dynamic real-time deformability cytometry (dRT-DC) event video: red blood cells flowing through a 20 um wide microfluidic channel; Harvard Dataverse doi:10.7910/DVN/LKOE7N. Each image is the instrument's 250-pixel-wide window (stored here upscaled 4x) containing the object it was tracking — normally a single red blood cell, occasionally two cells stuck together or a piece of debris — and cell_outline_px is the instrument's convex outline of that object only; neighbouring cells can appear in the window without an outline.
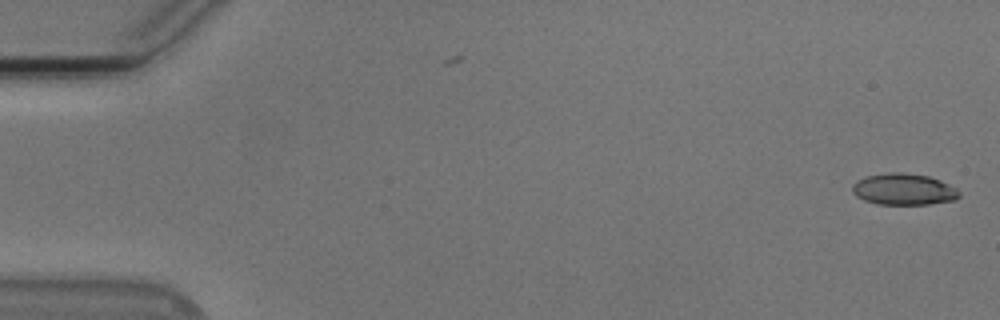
{"species": "Egyptian fruit bat (a non-hibernating species)", "species_latin": "Rousettus aegyptiacus", "temperature_condition": "cold", "stored_images_in_passage": 54, "camera_frame_rate_fps": 3000, "um_per_image_px": 0.085, "animal": {"sex": "male"}, "frame": {"image": 1, "passage_image": 1, "time_ms": 0.0, "image_size_px": [1000, 320], "cell_outline_px": [[960, 196], [956, 200], [928, 204], [876, 204], [864, 200], [856, 196], [852, 192], [852, 184], [856, 180], [864, 176], [888, 172], [904, 172], [928, 176], [940, 180], [956, 188], [960, 192]], "centroid_in_image_um": [76.79, 16.08], "position_along_channel_um": 8.2, "area_um2": 19.83}}
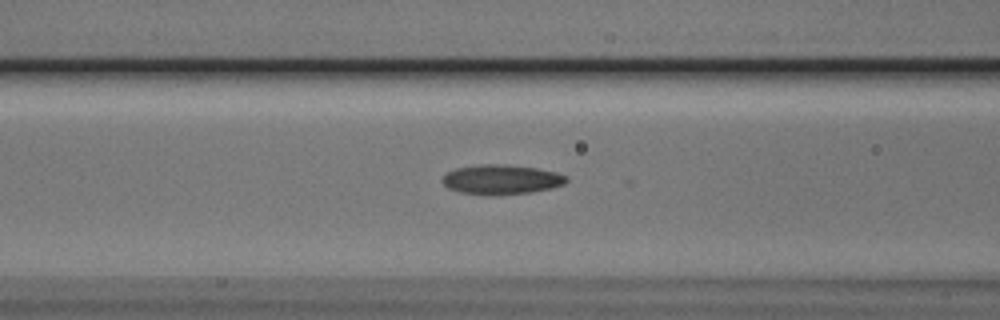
{"frame": {"image": 2, "passage_image": 22, "time_ms": 7.0, "image_size_px": [1000, 320], "cell_outline_px": [[568, 180], [564, 184], [552, 188], [532, 192], [496, 196], [488, 196], [460, 192], [448, 188], [440, 180], [444, 172], [456, 168], [480, 164], [500, 164], [536, 168], [556, 172], [568, 176]], "centroid_in_image_um": [42.58, 15.27], "position_along_channel_um": 124.0, "area_um2": 21.85}}
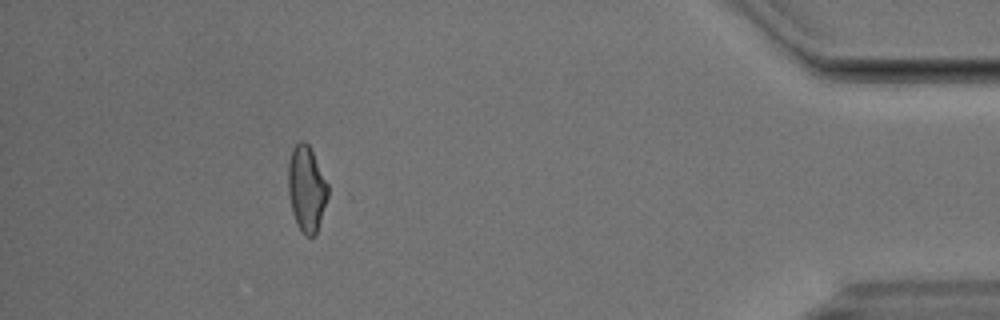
{"frame": {"image": 3, "passage_image": 49, "time_ms": 16.0, "image_size_px": [1000, 320], "cell_outline_px": [[328, 196], [316, 236], [304, 236], [296, 224], [292, 212], [288, 192], [288, 164], [292, 148], [300, 140], [304, 140], [308, 144], [328, 184]], "centroid_in_image_um": [26.04, 16.07], "position_along_channel_um": 409.2, "area_um2": 19.94}, "authors_computed_cell_mechanics": {"area_um2": 20.1722, "velocity_mm_per_s": 3.7727, "shape_relaxation_time_tau1_ms": 4.4152, "shape_relaxation_time_tau2_ms": 2.8872, "deformation_change_tau1": 0.1403, "deformation_change_tau2": 0.0992}}